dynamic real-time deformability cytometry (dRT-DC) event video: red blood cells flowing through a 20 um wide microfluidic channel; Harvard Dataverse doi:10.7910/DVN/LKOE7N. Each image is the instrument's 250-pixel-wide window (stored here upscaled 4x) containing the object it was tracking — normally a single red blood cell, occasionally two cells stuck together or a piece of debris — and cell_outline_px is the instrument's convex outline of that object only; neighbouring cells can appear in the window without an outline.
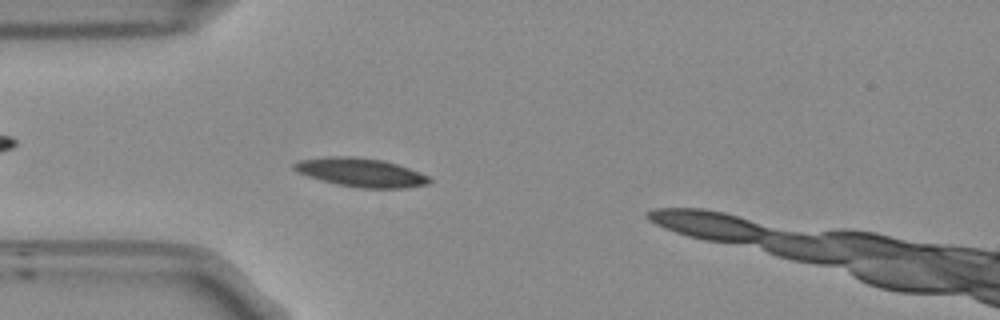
{"species": "Egyptian fruit bat (a non-hibernating species)", "species_latin": "Rousettus aegyptiacus", "temperature_condition": "room temperature", "stored_images_in_passage": 51, "camera_frame_rate_fps": 3000, "um_per_image_px": 0.085, "frame": {"image": 1, "passage_image": 14, "time_ms": 4.333, "image_size_px": [1000, 320], "cell_outline_px": [[432, 180], [428, 184], [408, 188], [360, 188], [336, 184], [320, 180], [296, 172], [292, 168], [292, 164], [300, 160], [324, 156], [356, 156], [384, 160], [408, 168], [428, 176]], "centroid_in_image_um": [30.64, 14.65], "position_along_channel_um": 54.4, "area_um2": 22.83}}
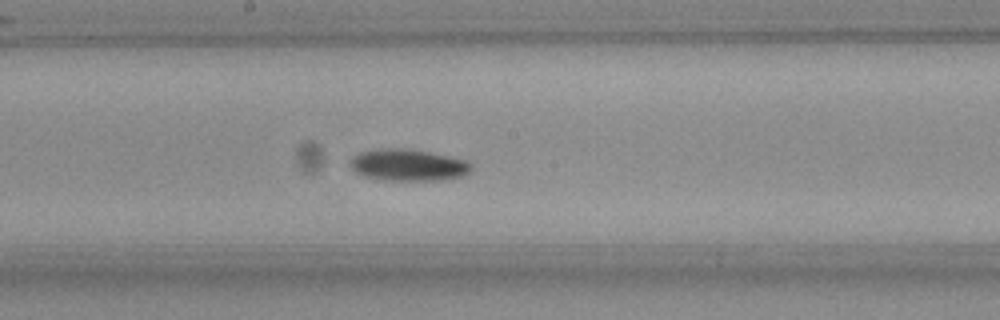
{"frame": {"image": 2, "passage_image": 27, "time_ms": 8.667, "image_size_px": [1000, 320], "cell_outline_px": [[472, 168], [464, 176], [444, 180], [380, 180], [364, 176], [356, 172], [348, 164], [352, 156], [360, 152], [380, 148], [408, 148], [468, 160], [472, 164]], "centroid_in_image_um": [34.68, 14.03], "position_along_channel_um": 213.5, "area_um2": 22.66}}
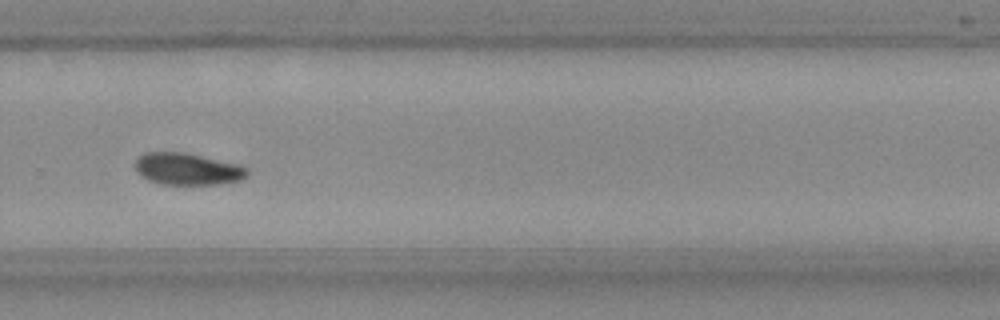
{"frame": {"image": 3, "passage_image": 35, "time_ms": 11.333, "image_size_px": [1000, 320], "cell_outline_px": [[248, 176], [240, 180], [220, 184], [160, 184], [148, 180], [140, 176], [136, 172], [136, 160], [140, 156], [148, 152], [184, 152], [236, 164], [248, 168]], "centroid_in_image_um": [15.92, 14.37], "position_along_channel_um": 313.9, "area_um2": 20.69}, "authors_computed_cell_mechanics": {"area_um2": 20.9236, "velocity_mm_per_s": 3.7733, "shape_relaxation_time_tau1_ms": 3.7055, "shape_relaxation_time_tau2_ms": null, "deformation_change_tau1": 0.1371, "deformation_change_tau2": null}}